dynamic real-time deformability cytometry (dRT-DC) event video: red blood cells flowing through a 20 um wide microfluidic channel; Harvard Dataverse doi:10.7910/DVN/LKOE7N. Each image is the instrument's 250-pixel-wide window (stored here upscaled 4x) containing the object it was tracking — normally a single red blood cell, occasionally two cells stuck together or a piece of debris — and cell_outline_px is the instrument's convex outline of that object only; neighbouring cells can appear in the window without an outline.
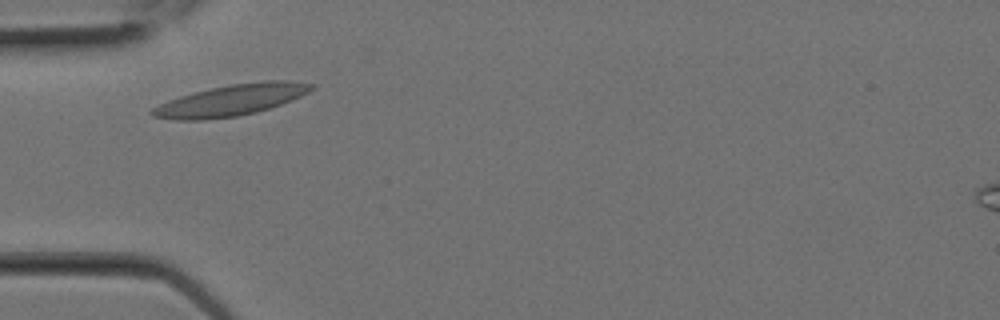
{"species": "Egyptian fruit bat (a non-hibernating species)", "species_latin": "Rousettus aegyptiacus", "temperature_condition": "room temperature", "stored_images_in_passage": 4, "camera_frame_rate_fps": 3000, "um_per_image_px": 0.085, "animal": {"sex": "female"}, "frame": {"image": 1, "passage_image": 3, "time_ms": 0.667, "image_size_px": [1000, 320], "cell_outline_px": [[316, 88], [300, 96], [280, 104], [256, 112], [236, 116], [204, 120], [176, 120], [152, 116], [148, 112], [152, 108], [168, 100], [192, 92], [232, 84], [264, 80], [284, 80], [316, 84]], "centroid_in_image_um": [19.63, 8.51], "position_along_channel_um": 65.4, "area_um2": 28.84}}